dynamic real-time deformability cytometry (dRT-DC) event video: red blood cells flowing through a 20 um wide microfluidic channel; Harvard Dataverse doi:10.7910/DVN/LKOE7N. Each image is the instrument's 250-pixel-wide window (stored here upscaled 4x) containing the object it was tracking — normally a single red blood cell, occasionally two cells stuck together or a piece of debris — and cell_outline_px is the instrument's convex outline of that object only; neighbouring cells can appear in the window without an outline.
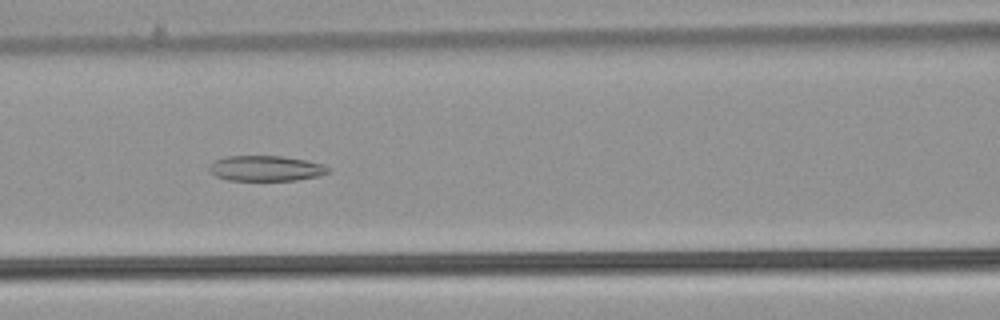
{"species": "common noctule bat (a hibernating species)", "species_latin": "Nyctalus noctula", "temperature_condition": "warm", "stored_images_in_passage": 53, "camera_frame_rate_fps": 3000, "um_per_image_px": 0.085, "animal": {"sex": "male", "body_mass_g": 21.5, "forearm_length_mm": 52.0}, "frame": {"image": 1, "passage_image": 24, "time_ms": 7.667, "image_size_px": [1000, 320], "cell_outline_px": [[332, 172], [320, 176], [296, 180], [228, 180], [216, 176], [208, 168], [216, 160], [224, 156], [284, 156], [304, 160], [320, 164], [332, 168]], "centroid_in_image_um": [22.65, 14.31], "position_along_channel_um": 143.9, "area_um2": 17.57}}
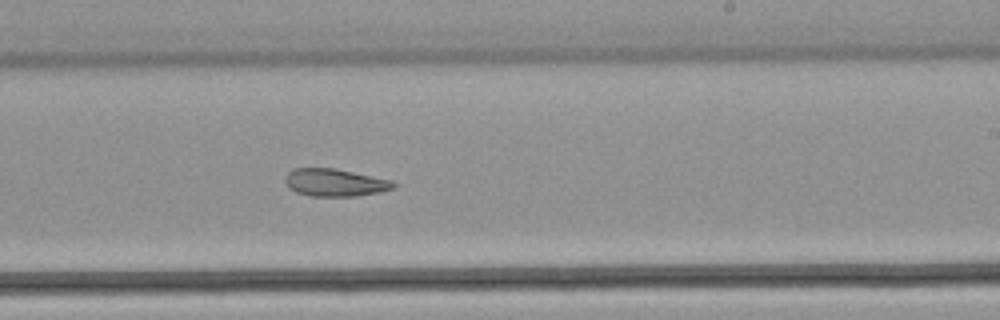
{"frame": {"image": 2, "passage_image": 33, "time_ms": 10.667, "image_size_px": [1000, 320], "cell_outline_px": [[396, 188], [380, 192], [356, 196], [312, 196], [296, 192], [284, 180], [288, 172], [292, 168], [332, 168], [392, 180], [396, 184]], "centroid_in_image_um": [28.5, 15.52], "position_along_channel_um": 260.5, "area_um2": 17.22}}
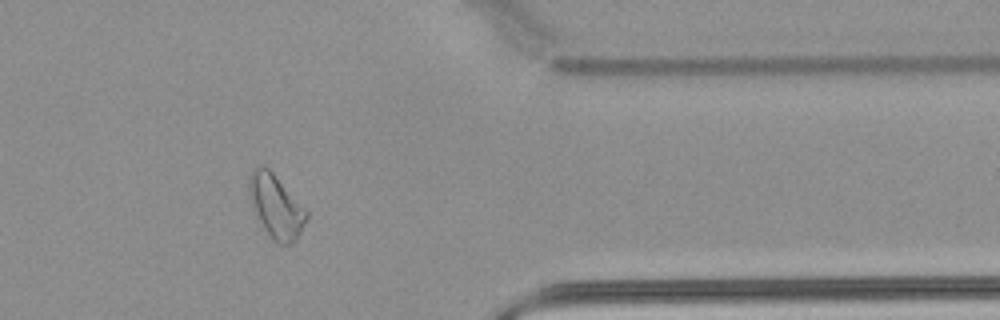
{"frame": {"image": 3, "passage_image": 44, "time_ms": 14.333, "image_size_px": [1000, 320], "cell_outline_px": [[308, 216], [296, 240], [292, 244], [280, 244], [272, 240], [264, 228], [252, 204], [248, 192], [248, 176], [252, 168], [256, 164], [260, 164], [268, 168], [272, 172], [308, 212]], "centroid_in_image_um": [23.43, 17.51], "position_along_channel_um": 388.0, "area_um2": 20.92}, "authors_computed_cell_mechanics": {"area_um2": 22.5998, "velocity_mm_per_s": 3.9012, "shape_relaxation_time_tau1_ms": null, "shape_relaxation_time_tau2_ms": 9.0636, "deformation_change_tau1": null, "deformation_change_tau2": 0.2022}}